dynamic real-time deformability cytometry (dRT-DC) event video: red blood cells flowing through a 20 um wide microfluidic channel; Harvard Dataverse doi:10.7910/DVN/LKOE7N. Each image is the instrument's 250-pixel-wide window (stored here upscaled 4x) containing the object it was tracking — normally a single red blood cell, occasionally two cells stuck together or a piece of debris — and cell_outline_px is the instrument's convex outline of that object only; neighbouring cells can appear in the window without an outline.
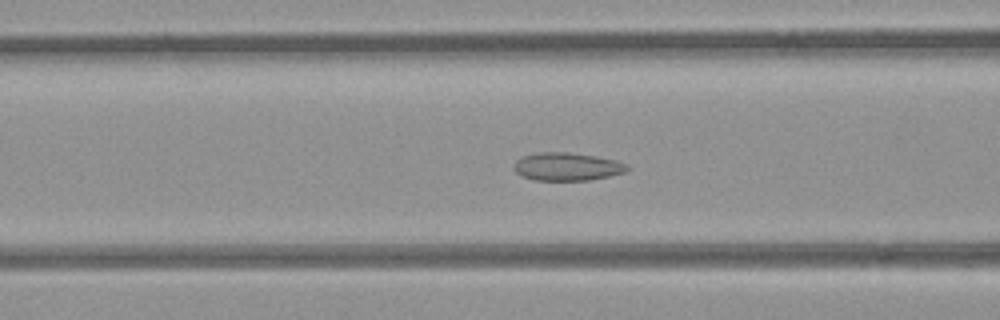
{"species": "common noctule bat (a hibernating species)", "species_latin": "Nyctalus noctula", "temperature_condition": "room temperature", "stored_images_in_passage": 54, "segment_of_instrument_passage": [1, 2], "camera_frame_rate_fps": 3000, "um_per_image_px": 0.085, "animal": {"sex": "female", "body_mass_g": 21.9}, "frame": {"image": 1, "passage_image": 21, "time_ms": 6.667, "image_size_px": [1000, 320], "cell_outline_px": [[632, 168], [624, 172], [592, 180], [532, 180], [516, 172], [512, 168], [512, 164], [520, 156], [540, 152], [568, 152], [596, 156], [628, 164]], "centroid_in_image_um": [48.17, 14.16], "position_along_channel_um": 118.4, "area_um2": 18.61}}
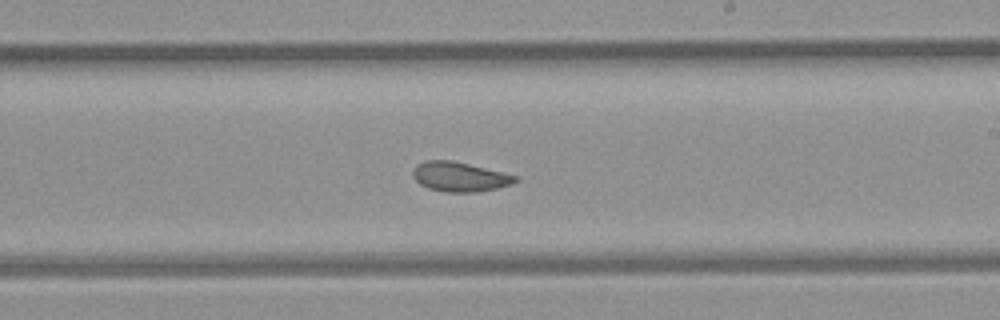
{"frame": {"image": 2, "passage_image": 31, "time_ms": 10.0, "image_size_px": [1000, 320], "cell_outline_px": [[520, 180], [512, 184], [496, 188], [476, 192], [444, 192], [428, 188], [420, 184], [412, 176], [412, 172], [416, 164], [424, 160], [452, 160], [516, 176]], "centroid_in_image_um": [39.02, 15.02], "position_along_channel_um": 250.0, "area_um2": 17.57}}
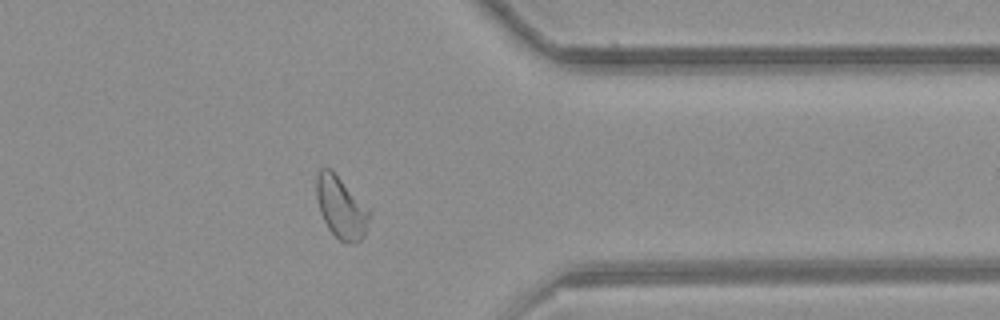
{"frame": {"image": 3, "passage_image": 42, "time_ms": 13.667, "image_size_px": [1000, 320], "cell_outline_px": [[372, 212], [364, 236], [356, 244], [352, 244], [340, 240], [328, 228], [320, 212], [316, 196], [316, 176], [320, 168], [332, 168]], "centroid_in_image_um": [29.0, 17.61], "position_along_channel_um": 382.4, "area_um2": 19.31}}